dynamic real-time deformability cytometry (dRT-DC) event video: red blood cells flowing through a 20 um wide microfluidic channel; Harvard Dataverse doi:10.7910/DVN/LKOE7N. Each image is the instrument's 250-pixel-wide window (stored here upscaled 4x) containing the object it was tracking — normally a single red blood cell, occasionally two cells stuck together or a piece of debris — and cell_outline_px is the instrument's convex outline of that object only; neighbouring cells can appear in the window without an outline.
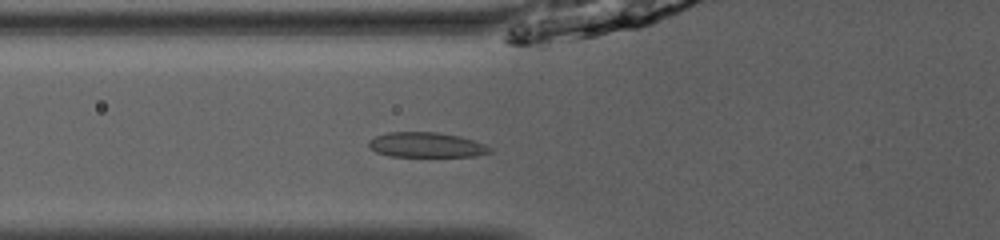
{"species": "common noctule bat (a hibernating species)", "species_latin": "Nyctalus noctula", "temperature_condition": "room temperature", "stored_images_in_passage": 35, "camera_frame_rate_fps": 3000, "um_per_image_px": 0.085, "animal": {"sex": "male", "body_mass_g": 13.0, "forearm_length_mm": 53.1}, "frame": {"image": 1, "passage_image": 4, "time_ms": 1.0, "image_size_px": [1000, 240], "cell_outline_px": [[492, 152], [476, 156], [388, 156], [376, 152], [368, 144], [368, 140], [376, 136], [388, 132], [436, 132], [460, 136], [484, 144], [492, 148]], "centroid_in_image_um": [36.24, 12.31], "position_along_channel_um": 89.6, "area_um2": 17.57}}
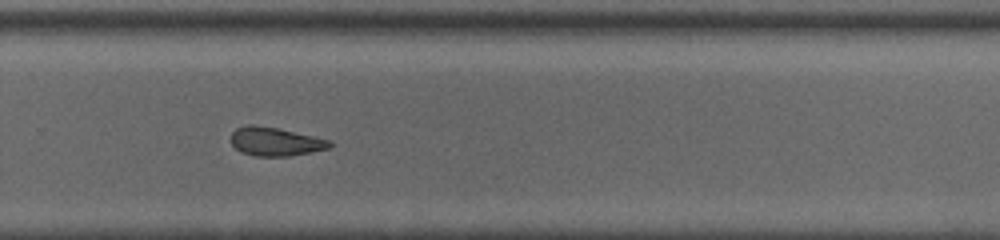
{"frame": {"image": 2, "passage_image": 20, "time_ms": 6.333, "image_size_px": [1000, 240], "cell_outline_px": [[332, 148], [292, 156], [256, 156], [240, 152], [228, 140], [232, 132], [236, 128], [248, 124], [252, 124], [276, 128], [332, 140]], "centroid_in_image_um": [23.4, 12.04], "position_along_channel_um": 306.4, "area_um2": 16.7}}
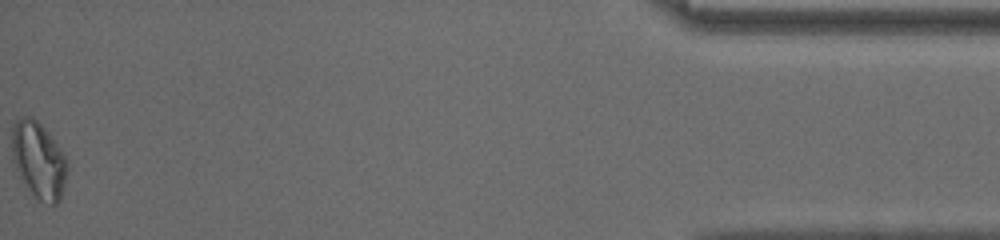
{"frame": {"image": 3, "passage_image": 35, "time_ms": 11.333, "image_size_px": [1000, 240], "cell_outline_px": [[68, 168], [60, 200], [52, 208], [40, 200], [28, 188], [20, 176], [12, 160], [12, 128], [16, 120], [24, 116], [32, 116], [44, 128], [60, 148], [64, 156]], "centroid_in_image_um": [3.28, 13.62], "position_along_channel_um": 431.9, "area_um2": 24.45}, "authors_computed_cell_mechanics": {"area_um2": 17.5712, "velocity_mm_per_s": 4.0527, "shape_relaxation_time_tau1_ms": 7.1208, "shape_relaxation_time_tau2_ms": 5.6589, "deformation_change_tau1": 0.1505, "deformation_change_tau2": 0.0812}}